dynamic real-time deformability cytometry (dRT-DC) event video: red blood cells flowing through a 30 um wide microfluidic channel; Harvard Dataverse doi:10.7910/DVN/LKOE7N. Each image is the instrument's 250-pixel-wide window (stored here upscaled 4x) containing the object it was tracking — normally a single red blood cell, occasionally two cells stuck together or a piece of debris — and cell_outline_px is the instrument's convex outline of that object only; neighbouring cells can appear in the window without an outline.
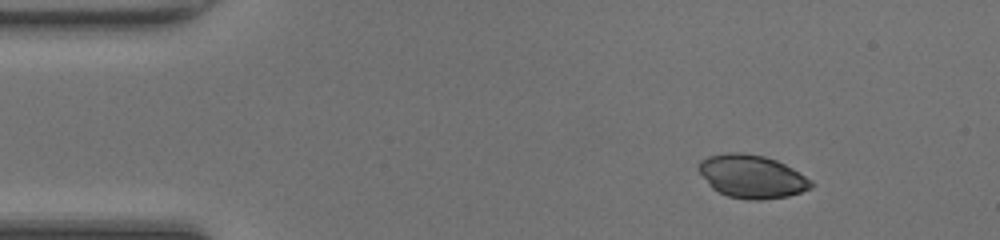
{"species": "common noctule bat (a hibernating species)", "species_latin": "Nyctalus noctula", "temperature_condition": "room temperature", "stored_images_in_passage": 36, "segment_of_instrument_passage": [1, 2], "camera_frame_rate_fps": 3000, "um_per_image_px": 0.085, "animal": {"sex": "female", "body_mass_g": 20.0, "forearm_length_mm": 54.0}, "frame": {"image": 1, "passage_image": 1, "time_ms": 0.0, "image_size_px": [1000, 240], "cell_outline_px": [[804, 188], [796, 192], [780, 196], [736, 196], [724, 192], [716, 188], [760, 160], [768, 160], [780, 164], [788, 168], [800, 176], [804, 184]], "centroid_in_image_um": [64.92, 15.39], "position_along_channel_um": 20.1, "area_um2": 15.2}}
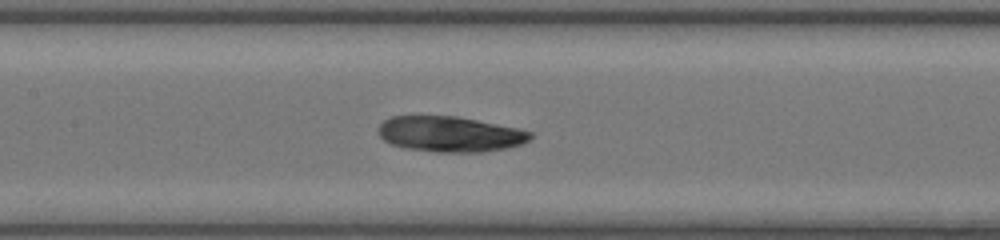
{"frame": {"image": 2, "passage_image": 17, "time_ms": 5.333, "image_size_px": [1000, 240], "cell_outline_px": [[528, 136], [520, 140], [508, 144], [480, 148], [432, 148], [412, 144], [436, 120], [464, 120], [520, 132]], "centroid_in_image_um": [39.6, 11.51], "position_along_channel_um": 167.8, "area_um2": 16.36}}
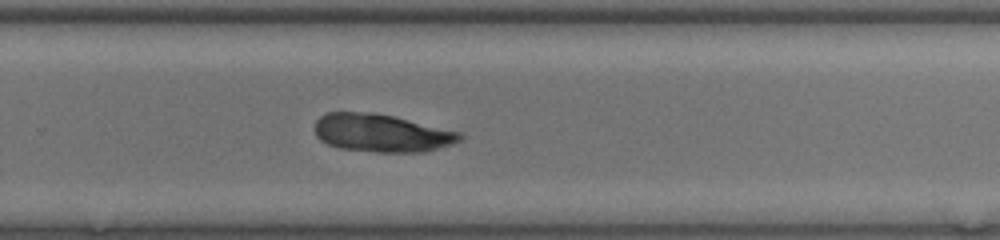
{"frame": {"image": 3, "passage_image": 26, "time_ms": 8.333, "image_size_px": [1000, 240], "cell_outline_px": [[452, 136], [448, 140], [432, 144], [412, 148], [376, 148], [336, 144], [328, 140], [320, 132], [320, 120], [328, 116], [384, 116], [400, 120], [440, 132]], "centroid_in_image_um": [32.13, 11.26], "position_along_channel_um": 297.7, "area_um2": 22.83}}